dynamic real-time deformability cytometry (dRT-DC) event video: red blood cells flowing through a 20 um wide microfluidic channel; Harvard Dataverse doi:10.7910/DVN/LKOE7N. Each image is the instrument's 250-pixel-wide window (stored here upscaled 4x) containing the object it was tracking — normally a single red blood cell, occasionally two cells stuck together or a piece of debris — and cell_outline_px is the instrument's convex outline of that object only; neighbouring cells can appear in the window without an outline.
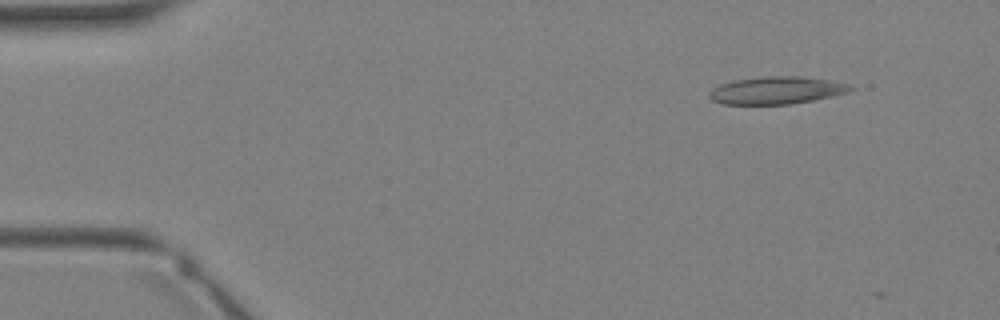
{"species": "Egyptian fruit bat (a non-hibernating species)", "species_latin": "Rousettus aegyptiacus", "temperature_condition": "warm", "stored_images_in_passage": 3, "camera_frame_rate_fps": 3000, "um_per_image_px": 0.085, "animal": {"sex": "female"}, "frame": {"image": 1, "passage_image": 1, "time_ms": 0.0, "image_size_px": [1000, 320], "cell_outline_px": [[856, 88], [848, 92], [832, 96], [812, 100], [788, 104], [720, 104], [712, 100], [708, 96], [708, 92], [712, 88], [720, 84], [732, 80], [764, 76], [804, 76], [832, 80], [848, 84]], "centroid_in_image_um": [65.99, 7.67], "position_along_channel_um": 19.0, "area_um2": 22.83}}